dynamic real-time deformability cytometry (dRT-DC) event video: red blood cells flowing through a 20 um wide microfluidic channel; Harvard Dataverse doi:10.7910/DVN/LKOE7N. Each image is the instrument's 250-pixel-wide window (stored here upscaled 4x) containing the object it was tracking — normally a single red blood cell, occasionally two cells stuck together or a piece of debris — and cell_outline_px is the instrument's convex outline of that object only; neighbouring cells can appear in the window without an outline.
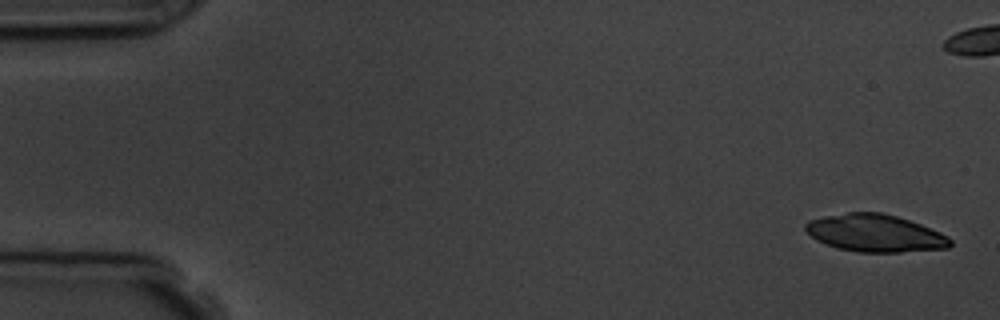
{"species": "common noctule bat (a hibernating species)", "species_latin": "Nyctalus noctula", "temperature_condition": "room temperature", "stored_images_in_passage": 7, "camera_frame_rate_fps": 3000, "um_per_image_px": 0.085, "animal": {"sex": "male", "body_mass_g": 19.5, "forearm_length_mm": 54.6}, "frame": {"image": 1, "passage_image": 1, "time_ms": 0.0, "image_size_px": [1000, 320], "cell_outline_px": [[952, 244], [948, 248], [900, 252], [856, 252], [836, 248], [816, 240], [804, 228], [804, 224], [808, 220], [824, 216], [848, 212], [880, 212], [896, 216], [920, 224], [940, 232], [948, 236], [952, 240]], "centroid_in_image_um": [74.37, 19.82], "position_along_channel_um": 10.6, "area_um2": 31.62}}